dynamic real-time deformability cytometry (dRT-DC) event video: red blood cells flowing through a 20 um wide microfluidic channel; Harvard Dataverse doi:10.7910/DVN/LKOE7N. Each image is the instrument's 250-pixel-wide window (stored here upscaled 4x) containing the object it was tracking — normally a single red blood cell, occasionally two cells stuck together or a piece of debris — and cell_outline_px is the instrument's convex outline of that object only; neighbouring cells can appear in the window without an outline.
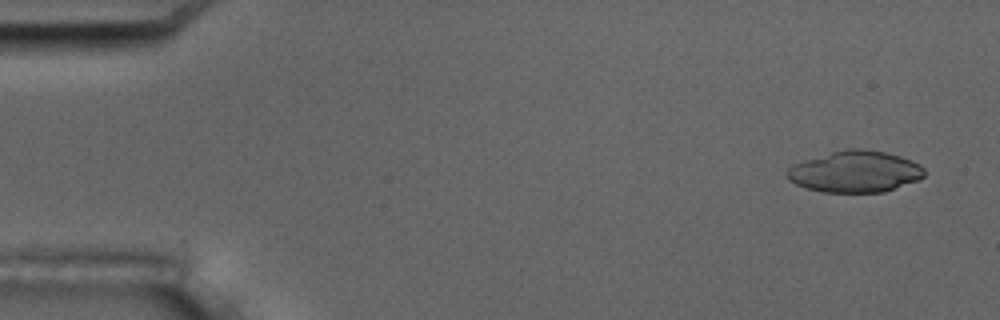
{"species": "common noctule bat (a hibernating species)", "species_latin": "Nyctalus noctula", "temperature_condition": "room temperature", "stored_images_in_passage": 7, "camera_frame_rate_fps": 3000, "um_per_image_px": 0.085, "animal": {"sex": "male", "body_mass_g": 17.5, "forearm_length_mm": 52.3}, "frame": {"image": 1, "passage_image": 1, "time_ms": 0.0, "image_size_px": [1000, 320], "cell_outline_px": [[924, 176], [920, 180], [884, 192], [824, 192], [804, 188], [788, 180], [784, 172], [792, 164], [804, 160], [832, 152], [848, 148], [860, 148], [884, 152], [900, 156], [912, 160], [920, 164], [924, 168]], "centroid_in_image_um": [72.67, 14.59], "position_along_channel_um": 12.3, "area_um2": 33.41}}